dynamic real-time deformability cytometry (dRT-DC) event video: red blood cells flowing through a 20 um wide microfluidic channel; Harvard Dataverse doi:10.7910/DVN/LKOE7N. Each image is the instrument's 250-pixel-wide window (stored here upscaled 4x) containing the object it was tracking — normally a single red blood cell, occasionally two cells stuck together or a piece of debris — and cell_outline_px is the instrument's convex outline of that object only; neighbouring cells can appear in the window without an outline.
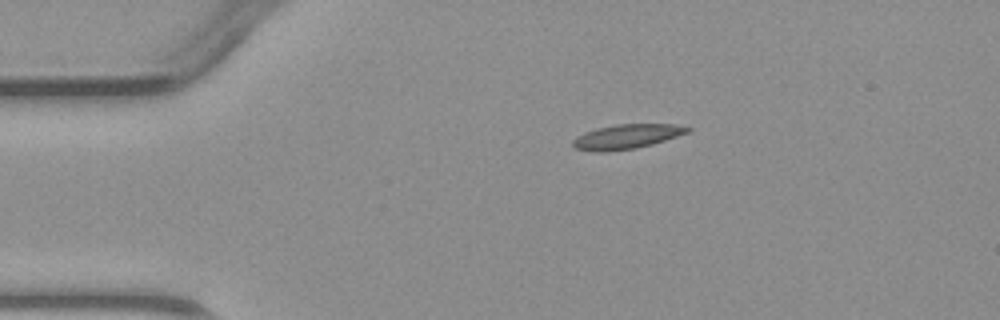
{"species": "common noctule bat (a hibernating species)", "species_latin": "Nyctalus noctula", "temperature_condition": "warm", "stored_images_in_passage": 3, "camera_frame_rate_fps": 3000, "um_per_image_px": 0.085, "animal": {"sex": "male", "body_mass_g": 23.1, "forearm_length_mm": 52.7}, "frame": {"image": 1, "passage_image": 1, "time_ms": 0.0, "image_size_px": [1000, 320], "cell_outline_px": [[692, 128], [688, 132], [652, 144], [636, 148], [604, 152], [592, 152], [576, 148], [572, 144], [572, 140], [576, 136], [584, 132], [596, 128], [616, 124], [676, 124]], "centroid_in_image_um": [53.22, 11.61], "position_along_channel_um": 31.8, "area_um2": 16.42}}